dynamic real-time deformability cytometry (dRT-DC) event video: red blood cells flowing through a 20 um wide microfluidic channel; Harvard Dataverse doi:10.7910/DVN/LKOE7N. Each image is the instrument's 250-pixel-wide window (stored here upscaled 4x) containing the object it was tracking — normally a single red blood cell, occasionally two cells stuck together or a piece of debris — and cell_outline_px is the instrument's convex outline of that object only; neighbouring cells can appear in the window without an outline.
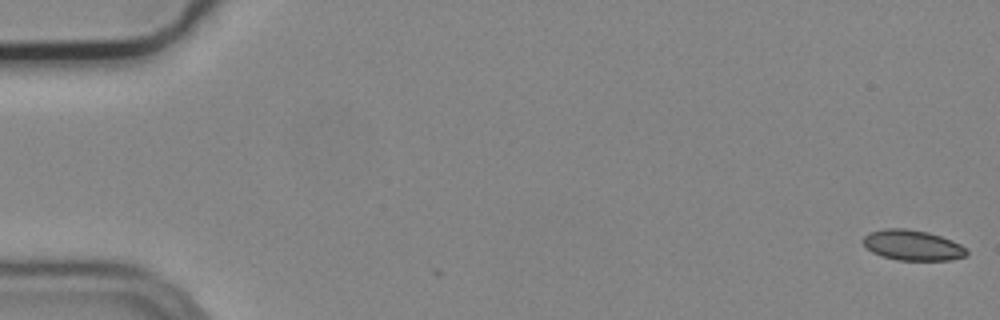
{"species": "common noctule bat (a hibernating species)", "species_latin": "Nyctalus noctula", "temperature_condition": "cold", "stored_images_in_passage": 7, "camera_frame_rate_fps": 3000, "um_per_image_px": 0.085, "animal": {"sex": "male", "body_mass_g": 19.2, "forearm_length_mm": 51.8}, "frame": {"image": 1, "passage_image": 1, "time_ms": 0.0, "image_size_px": [1000, 320], "cell_outline_px": [[968, 256], [948, 260], [896, 260], [872, 252], [860, 240], [868, 232], [884, 228], [904, 228], [928, 232], [952, 240], [968, 248]], "centroid_in_image_um": [77.57, 20.83], "position_along_channel_um": 7.4, "area_um2": 18.5}}
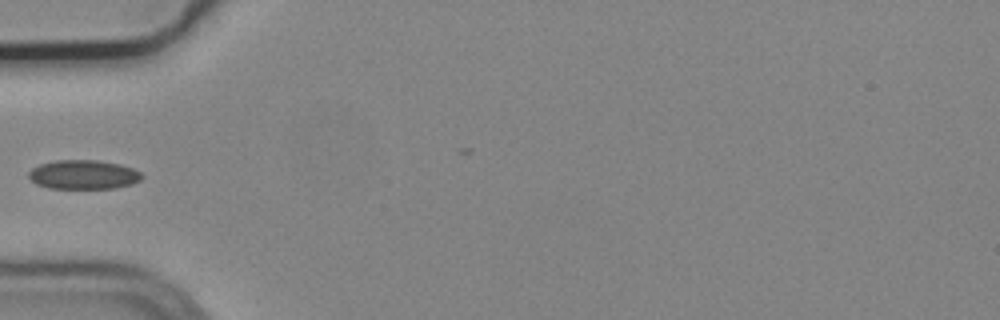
{"frame": {"image": 2, "passage_image": 6, "time_ms": 1.667, "image_size_px": [1000, 320], "cell_outline_px": [[144, 176], [140, 180], [132, 184], [116, 188], [48, 188], [36, 184], [28, 176], [28, 172], [32, 168], [40, 164], [56, 160], [96, 160], [120, 164], [132, 168], [140, 172]], "centroid_in_image_um": [7.1, 14.84], "position_along_channel_um": 77.9, "area_um2": 19.25}}
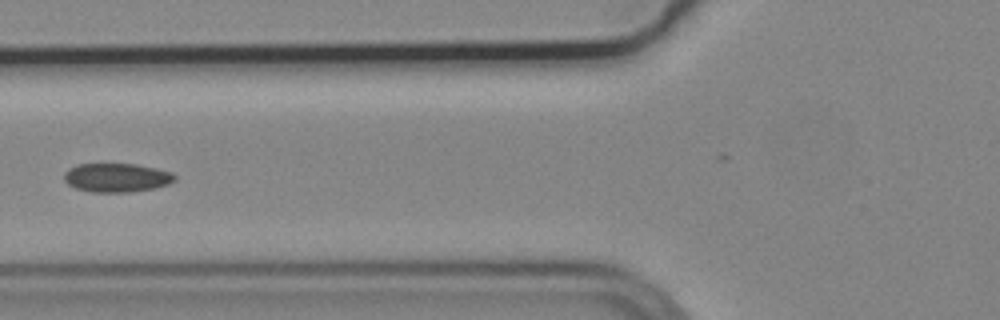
{"frame": {"image": 3, "passage_image": 7, "time_ms": 2.0, "image_size_px": [1000, 320], "cell_outline_px": [[176, 180], [168, 184], [156, 188], [128, 192], [92, 192], [76, 188], [68, 184], [64, 180], [64, 172], [68, 168], [76, 164], [136, 164], [156, 168], [172, 172], [176, 176]], "centroid_in_image_um": [9.92, 15.09], "position_along_channel_um": 115.9, "area_um2": 18.73}}